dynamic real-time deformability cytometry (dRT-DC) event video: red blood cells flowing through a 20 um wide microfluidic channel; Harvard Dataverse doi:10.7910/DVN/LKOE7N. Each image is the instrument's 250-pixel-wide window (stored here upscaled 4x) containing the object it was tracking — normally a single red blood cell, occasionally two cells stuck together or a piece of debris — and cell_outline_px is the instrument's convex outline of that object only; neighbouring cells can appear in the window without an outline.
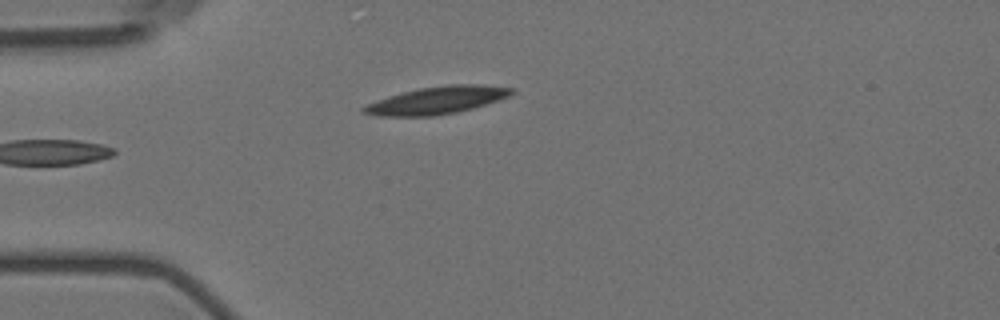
{"species": "Egyptian fruit bat (a non-hibernating species)", "species_latin": "Rousettus aegyptiacus", "temperature_condition": "room temperature", "stored_images_in_passage": 2, "camera_frame_rate_fps": 3000, "um_per_image_px": 0.085, "animal": {"sex": "female"}, "frame": {"image": 1, "passage_image": 2, "time_ms": 1.333, "image_size_px": [1000, 320], "cell_outline_px": [[516, 92], [500, 100], [472, 108], [456, 112], [432, 116], [376, 116], [360, 112], [360, 108], [368, 104], [388, 96], [420, 88], [452, 84], [480, 84], [512, 88]], "centroid_in_image_um": [37.14, 8.53], "position_along_channel_um": 47.9, "area_um2": 23.52}}